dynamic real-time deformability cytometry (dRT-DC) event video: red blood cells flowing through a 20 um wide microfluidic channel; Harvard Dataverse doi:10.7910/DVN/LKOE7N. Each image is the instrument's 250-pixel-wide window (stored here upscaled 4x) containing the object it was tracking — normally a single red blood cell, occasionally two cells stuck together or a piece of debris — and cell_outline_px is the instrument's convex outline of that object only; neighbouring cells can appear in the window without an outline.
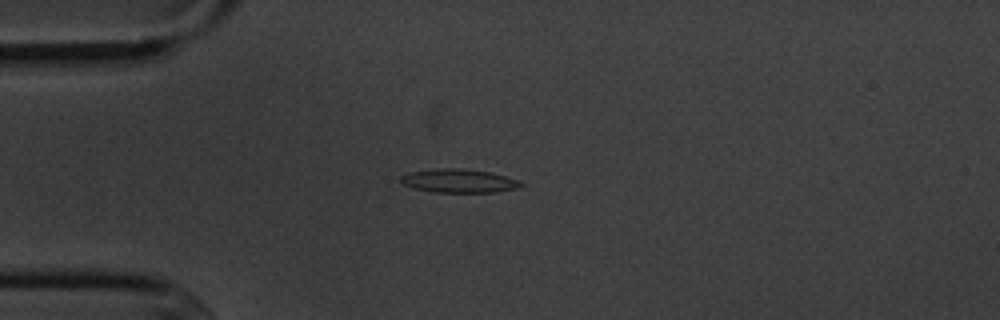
{"species": "common noctule bat (a hibernating species)", "species_latin": "Nyctalus noctula", "temperature_condition": "cold", "stored_images_in_passage": 2, "camera_frame_rate_fps": 3000, "um_per_image_px": 0.085, "animal": {"sex": "male", "body_mass_g": 20.1, "forearm_length_mm": 53.5}, "frame": {"image": 1, "passage_image": 2, "time_ms": 1.333, "image_size_px": [1000, 320], "cell_outline_px": [[524, 184], [516, 188], [492, 192], [436, 192], [416, 188], [400, 184], [400, 176], [412, 172], [440, 168], [452, 168], [488, 172], [504, 176], [516, 180]], "centroid_in_image_um": [38.94, 15.38], "position_along_channel_um": 46.1, "area_um2": 16.01}}